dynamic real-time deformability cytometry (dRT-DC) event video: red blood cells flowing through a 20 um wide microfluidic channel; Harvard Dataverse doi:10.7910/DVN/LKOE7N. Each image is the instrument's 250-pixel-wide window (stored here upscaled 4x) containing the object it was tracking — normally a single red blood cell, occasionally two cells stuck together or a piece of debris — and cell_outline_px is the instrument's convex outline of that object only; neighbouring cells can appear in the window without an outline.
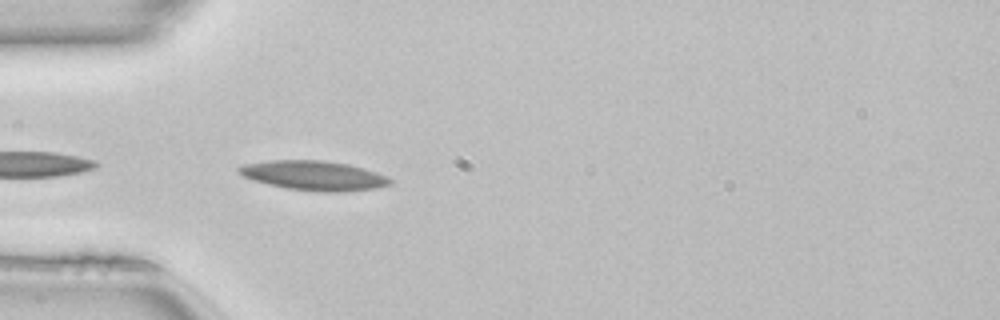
{"species": "common noctule bat (a hibernating species)", "species_latin": "Nyctalus noctula", "temperature_condition": "room temperature", "stored_images_in_passage": 23, "camera_frame_rate_fps": 3000, "um_per_image_px": 0.085, "animal": {"sex": "female", "body_mass_g": 22.7, "forearm_length_mm": 54.2}, "frame": {"image": 1, "passage_image": 1, "time_ms": 0.0, "image_size_px": [1000, 320], "cell_outline_px": [[392, 184], [376, 188], [344, 192], [324, 192], [288, 188], [268, 184], [252, 180], [244, 176], [236, 168], [244, 164], [268, 160], [324, 160], [348, 164], [364, 168], [388, 176], [392, 180]], "centroid_in_image_um": [26.71, 14.92], "position_along_channel_um": 58.3, "area_um2": 26.07}}
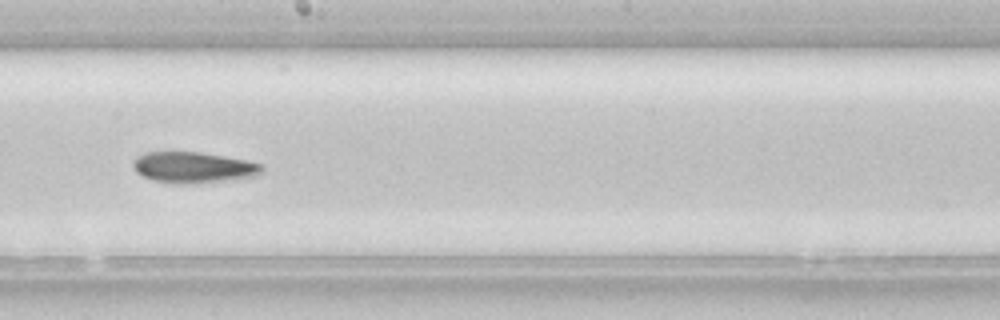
{"frame": {"image": 2, "passage_image": 14, "time_ms": 4.333, "image_size_px": [1000, 320], "cell_outline_px": [[264, 172], [260, 176], [224, 180], [152, 180], [136, 172], [132, 164], [132, 160], [136, 156], [144, 152], [200, 152], [248, 160], [264, 164]], "centroid_in_image_um": [16.51, 14.16], "position_along_channel_um": 231.7, "area_um2": 22.37}}